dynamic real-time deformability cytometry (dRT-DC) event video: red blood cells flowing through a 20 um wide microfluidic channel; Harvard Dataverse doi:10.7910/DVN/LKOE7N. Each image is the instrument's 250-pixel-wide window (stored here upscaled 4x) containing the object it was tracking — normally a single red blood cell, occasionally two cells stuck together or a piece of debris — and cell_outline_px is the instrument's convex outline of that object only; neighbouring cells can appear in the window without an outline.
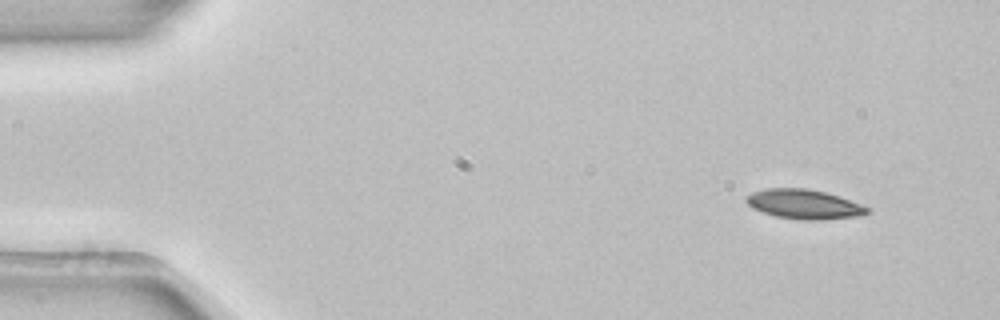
{"species": "common noctule bat (a hibernating species)", "species_latin": "Nyctalus noctula", "temperature_condition": "room temperature", "stored_images_in_passage": 3, "camera_frame_rate_fps": 3000, "um_per_image_px": 0.085, "animal": {"sex": "female", "body_mass_g": 22.7, "forearm_length_mm": 54.2}, "frame": {"image": 1, "passage_image": 1, "time_ms": 0.0, "image_size_px": [1000, 320], "cell_outline_px": [[868, 212], [864, 216], [820, 220], [800, 220], [776, 216], [752, 208], [744, 200], [744, 196], [752, 192], [768, 188], [804, 188], [824, 192], [840, 196], [868, 208]], "centroid_in_image_um": [68.32, 17.36], "position_along_channel_um": 16.7, "area_um2": 20.81}}
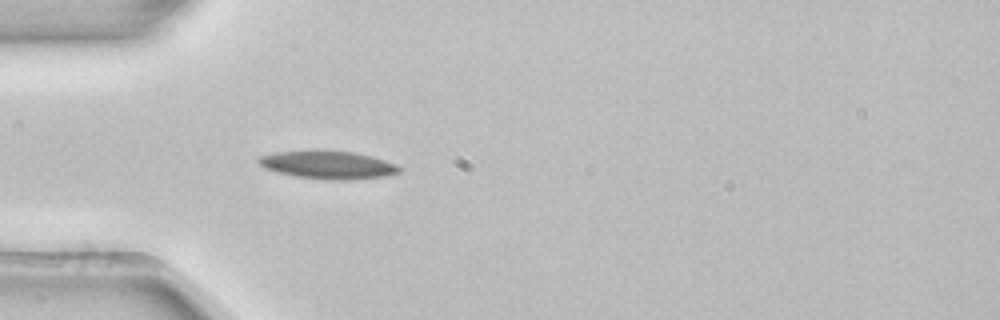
{"frame": {"image": 2, "passage_image": 3, "time_ms": 0.667, "image_size_px": [1000, 320], "cell_outline_px": [[400, 172], [384, 176], [348, 180], [328, 180], [296, 176], [276, 172], [264, 168], [256, 160], [260, 156], [276, 152], [312, 148], [320, 148], [356, 152], [372, 156], [396, 164], [400, 168]], "centroid_in_image_um": [27.83, 13.97], "position_along_channel_um": 57.2, "area_um2": 23.64}}